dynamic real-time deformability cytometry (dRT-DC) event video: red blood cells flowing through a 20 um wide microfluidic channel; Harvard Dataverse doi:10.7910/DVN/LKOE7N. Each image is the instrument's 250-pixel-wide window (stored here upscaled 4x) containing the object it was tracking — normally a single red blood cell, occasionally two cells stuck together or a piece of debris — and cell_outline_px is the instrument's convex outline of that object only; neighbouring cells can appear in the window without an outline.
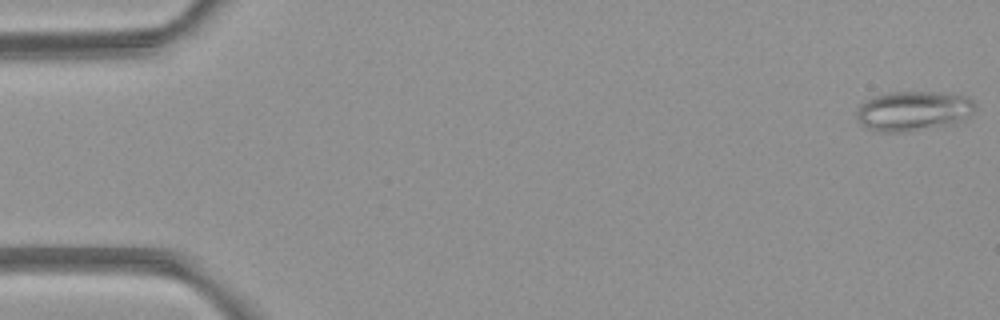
{"species": "common noctule bat (a hibernating species)", "species_latin": "Nyctalus noctula", "temperature_condition": "room temperature", "stored_images_in_passage": 5, "camera_frame_rate_fps": 3000, "um_per_image_px": 0.085, "animal": {"sex": "female", "body_mass_g": 21.9}, "frame": {"image": 1, "passage_image": 1, "time_ms": 0.0, "image_size_px": [1000, 320], "cell_outline_px": [[976, 104], [972, 112], [964, 120], [956, 124], [900, 132], [884, 132], [868, 128], [860, 124], [856, 116], [856, 112], [860, 104], [872, 96], [892, 92], [924, 92], [968, 96]], "centroid_in_image_um": [77.62, 9.44], "position_along_channel_um": 7.4, "area_um2": 27.4}}